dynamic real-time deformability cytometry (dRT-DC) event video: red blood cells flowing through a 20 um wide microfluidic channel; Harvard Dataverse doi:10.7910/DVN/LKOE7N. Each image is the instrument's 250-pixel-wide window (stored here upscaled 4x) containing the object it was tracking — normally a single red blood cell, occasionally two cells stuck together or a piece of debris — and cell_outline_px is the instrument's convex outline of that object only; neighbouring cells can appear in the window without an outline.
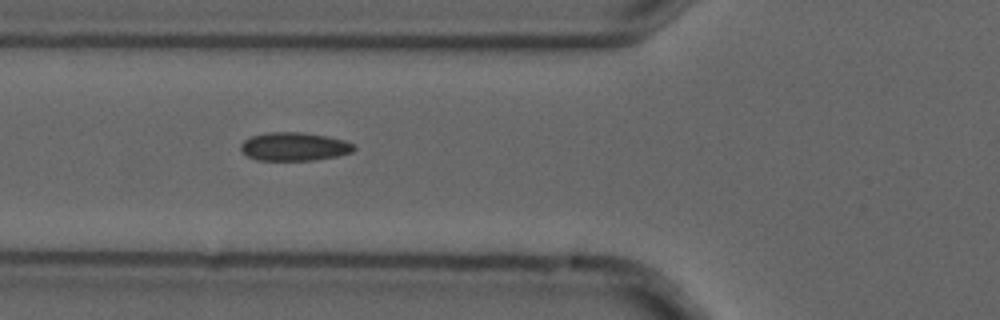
{"species": "common noctule bat (a hibernating species)", "species_latin": "Nyctalus noctula", "temperature_condition": "cold", "stored_images_in_passage": 6, "camera_frame_rate_fps": 3000, "um_per_image_px": 0.085, "animal": {"sex": "male", "forearm_length_mm": 52.5}, "frame": {"image": 1, "passage_image": 6, "time_ms": 1.667, "image_size_px": [1000, 320], "cell_outline_px": [[356, 148], [352, 152], [336, 156], [312, 160], [256, 160], [248, 156], [240, 148], [240, 144], [244, 140], [252, 136], [268, 132], [304, 132], [344, 140], [356, 144]], "centroid_in_image_um": [25.02, 12.45], "position_along_channel_um": 100.8, "area_um2": 18.67}}